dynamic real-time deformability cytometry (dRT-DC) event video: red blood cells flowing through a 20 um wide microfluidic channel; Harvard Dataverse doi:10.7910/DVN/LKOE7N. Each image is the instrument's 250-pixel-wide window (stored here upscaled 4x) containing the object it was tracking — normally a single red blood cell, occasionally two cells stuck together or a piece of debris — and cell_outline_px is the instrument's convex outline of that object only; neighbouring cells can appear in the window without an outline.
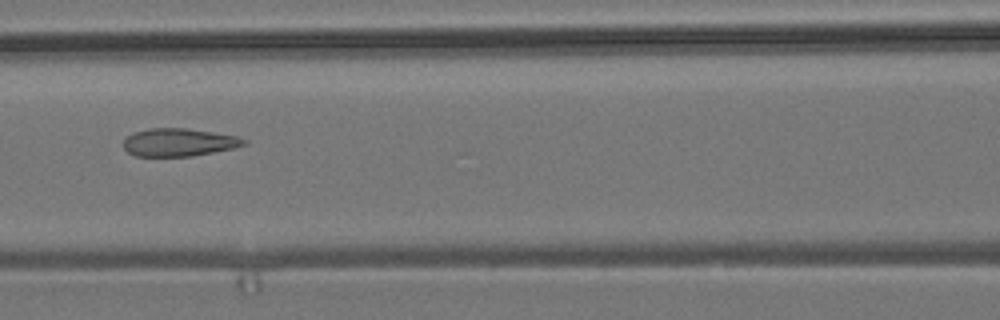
{"species": "common noctule bat (a hibernating species)", "species_latin": "Nyctalus noctula", "temperature_condition": "room temperature", "stored_images_in_passage": 5, "camera_frame_rate_fps": 3000, "um_per_image_px": 0.085, "animal": {"sex": "male", "body_mass_g": 19.2, "forearm_length_mm": 51.8}, "frame": {"image": 1, "passage_image": 3, "time_ms": 0.667, "image_size_px": [1000, 320], "cell_outline_px": [[248, 144], [232, 148], [192, 156], [132, 156], [124, 148], [124, 140], [132, 132], [148, 128], [184, 128], [240, 136], [248, 140]], "centroid_in_image_um": [15.21, 12.09], "position_along_channel_um": 151.4, "area_um2": 19.65}}
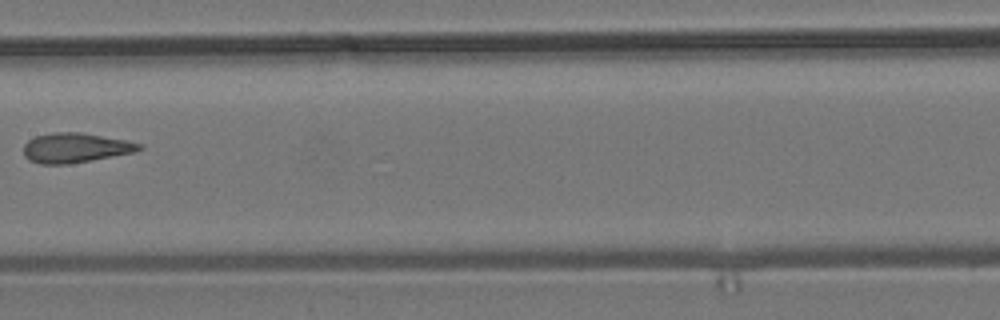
{"frame": {"image": 2, "passage_image": 4, "time_ms": 1.0, "image_size_px": [1000, 320], "cell_outline_px": [[144, 148], [136, 152], [92, 160], [68, 164], [40, 164], [28, 160], [24, 156], [24, 144], [28, 140], [36, 136], [56, 132], [80, 132], [128, 140], [144, 144]], "centroid_in_image_um": [6.45, 12.56], "position_along_channel_um": 201.0, "area_um2": 20.23}}
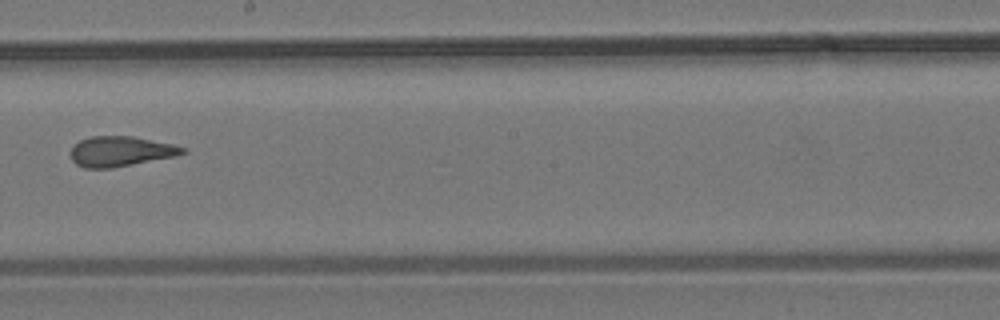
{"frame": {"image": 3, "passage_image": 5, "time_ms": 1.333, "image_size_px": [1000, 320], "cell_outline_px": [[188, 152], [176, 156], [112, 168], [84, 168], [76, 164], [72, 160], [72, 148], [80, 140], [92, 136], [132, 136], [172, 144], [188, 148]], "centroid_in_image_um": [10.29, 12.87], "position_along_channel_um": 237.9, "area_um2": 19.59}}